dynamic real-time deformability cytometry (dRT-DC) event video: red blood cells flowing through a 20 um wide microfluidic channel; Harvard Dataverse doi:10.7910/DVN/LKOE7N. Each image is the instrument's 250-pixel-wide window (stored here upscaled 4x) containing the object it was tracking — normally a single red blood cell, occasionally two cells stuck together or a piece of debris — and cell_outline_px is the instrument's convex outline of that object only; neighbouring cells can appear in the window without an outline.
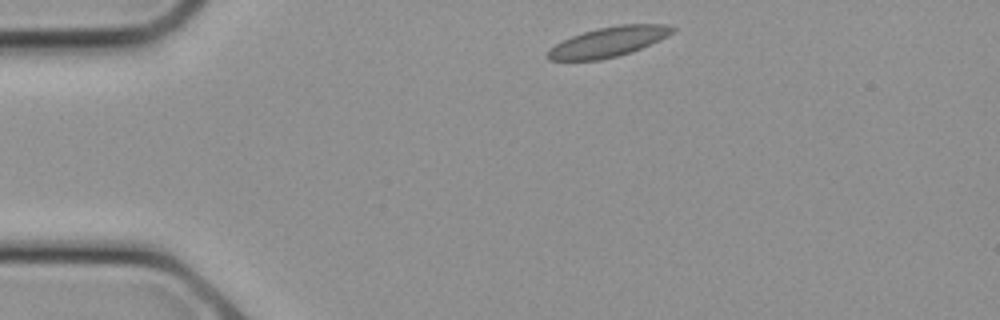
{"species": "common noctule bat (a hibernating species)", "species_latin": "Nyctalus noctula", "temperature_condition": "cold", "stored_images_in_passage": 7, "camera_frame_rate_fps": 3000, "um_per_image_px": 0.085, "animal": {"sex": "female", "body_mass_g": 21.9}, "frame": {"image": 1, "passage_image": 1, "time_ms": 0.0, "image_size_px": [1000, 320], "cell_outline_px": [[676, 28], [668, 36], [632, 52], [600, 60], [548, 60], [548, 52], [556, 44], [572, 36], [596, 28], [620, 24], [668, 24]], "centroid_in_image_um": [51.76, 3.55], "position_along_channel_um": 33.2, "area_um2": 21.5}}
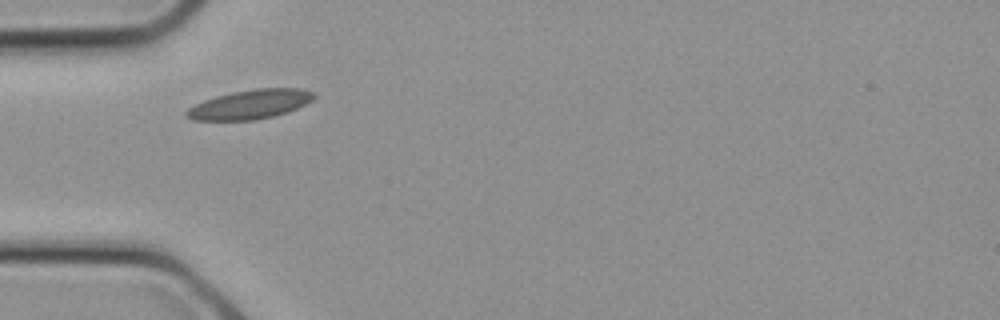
{"frame": {"image": 2, "passage_image": 4, "time_ms": 1.0, "image_size_px": [1000, 320], "cell_outline_px": [[316, 96], [312, 100], [288, 112], [276, 116], [256, 120], [192, 120], [184, 116], [184, 112], [188, 108], [204, 100], [216, 96], [232, 92], [256, 88], [300, 88], [316, 92]], "centroid_in_image_um": [21.26, 8.87], "position_along_channel_um": 63.7, "area_um2": 21.91}}
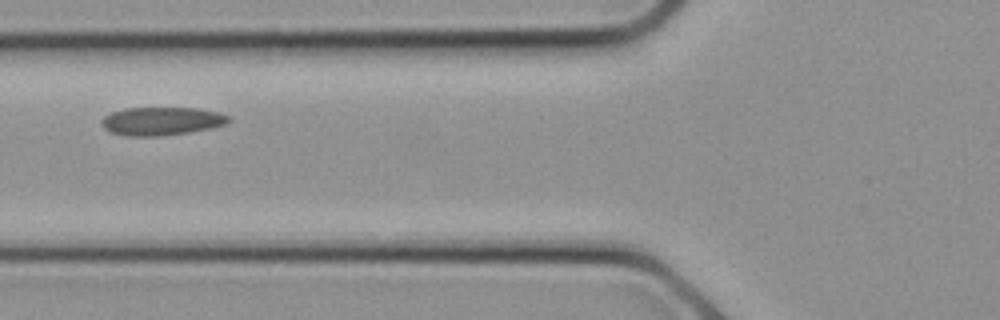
{"frame": {"image": 3, "passage_image": 6, "time_ms": 1.667, "image_size_px": [1000, 320], "cell_outline_px": [[232, 120], [228, 124], [212, 128], [188, 132], [160, 136], [128, 136], [108, 132], [100, 124], [104, 116], [112, 112], [124, 108], [200, 108], [220, 112], [228, 116]], "centroid_in_image_um": [13.76, 10.29], "position_along_channel_um": 112.0, "area_um2": 21.15}}